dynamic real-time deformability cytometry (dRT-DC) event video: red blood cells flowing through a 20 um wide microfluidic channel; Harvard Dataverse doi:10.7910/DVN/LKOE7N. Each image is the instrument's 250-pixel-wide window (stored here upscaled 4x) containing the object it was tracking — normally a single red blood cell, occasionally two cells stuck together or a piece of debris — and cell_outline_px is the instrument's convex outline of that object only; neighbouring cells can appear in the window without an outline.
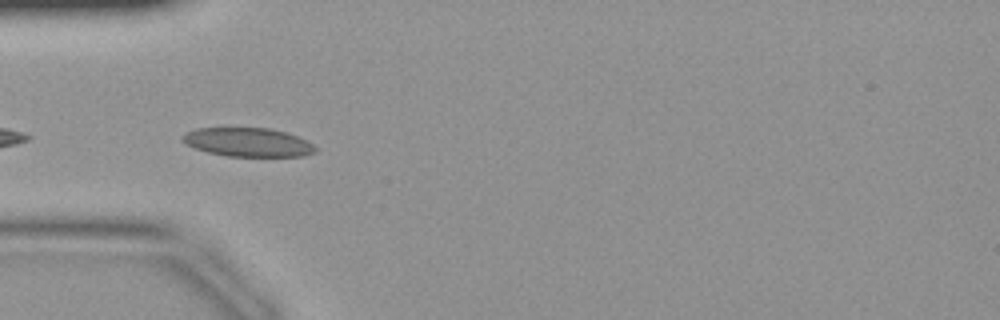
{"species": "common noctule bat (a hibernating species)", "species_latin": "Nyctalus noctula", "temperature_condition": "warm", "stored_images_in_passage": 18, "camera_frame_rate_fps": 3000, "um_per_image_px": 0.085, "animal": {"sex": "female", "body_mass_g": 19.9}, "frame": {"image": 1, "passage_image": 13, "time_ms": 4.0, "image_size_px": [1000, 320], "cell_outline_px": [[316, 152], [304, 156], [228, 156], [208, 152], [184, 144], [180, 140], [180, 136], [184, 132], [196, 128], [272, 128], [308, 140], [316, 148]], "centroid_in_image_um": [21.03, 12.08], "position_along_channel_um": 64.0, "area_um2": 22.43}}